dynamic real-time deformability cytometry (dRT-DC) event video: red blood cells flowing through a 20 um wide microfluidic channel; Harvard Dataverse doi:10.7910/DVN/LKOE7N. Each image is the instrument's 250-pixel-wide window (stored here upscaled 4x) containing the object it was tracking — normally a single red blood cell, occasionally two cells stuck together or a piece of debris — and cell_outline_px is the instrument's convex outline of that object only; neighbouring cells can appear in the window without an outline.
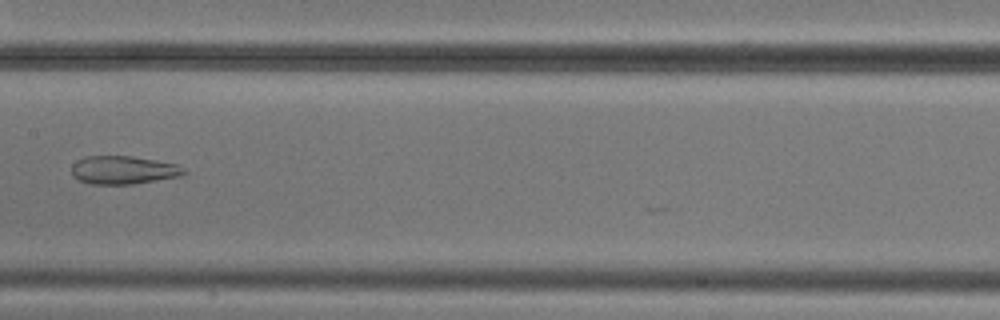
{"species": "common noctule bat (a hibernating species)", "species_latin": "Nyctalus noctula", "temperature_condition": "cold", "stored_images_in_passage": 11, "camera_frame_rate_fps": 3000, "um_per_image_px": 0.085, "animal": {"sex": "male", "body_mass_g": 20.5, "forearm_length_mm": 52.5}, "frame": {"image": 1, "passage_image": 8, "time_ms": 9.0, "image_size_px": [1000, 320], "cell_outline_px": [[188, 172], [180, 176], [132, 184], [88, 184], [72, 176], [72, 164], [76, 160], [88, 156], [132, 156], [176, 164], [184, 168]], "centroid_in_image_um": [10.46, 14.45], "position_along_channel_um": 196.9, "area_um2": 18.44}}
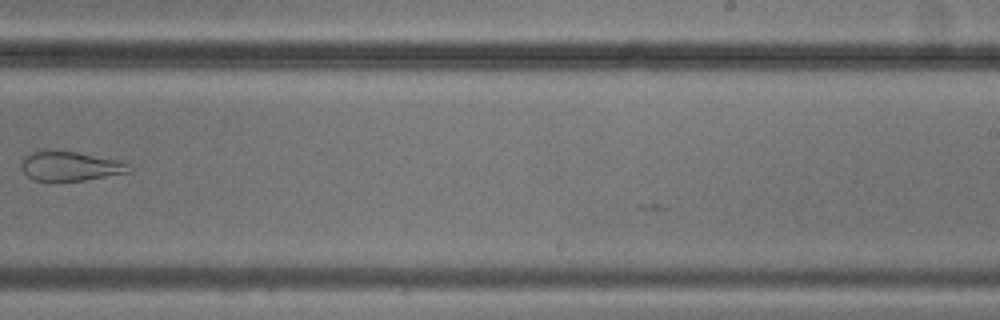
{"frame": {"image": 2, "passage_image": 10, "time_ms": 11.333, "image_size_px": [1000, 320], "cell_outline_px": [[132, 172], [84, 180], [36, 180], [28, 176], [20, 168], [20, 164], [24, 156], [28, 152], [48, 148], [76, 152], [120, 160], [128, 164], [132, 168]], "centroid_in_image_um": [5.94, 14.08], "position_along_channel_um": 283.1, "area_um2": 18.84}}